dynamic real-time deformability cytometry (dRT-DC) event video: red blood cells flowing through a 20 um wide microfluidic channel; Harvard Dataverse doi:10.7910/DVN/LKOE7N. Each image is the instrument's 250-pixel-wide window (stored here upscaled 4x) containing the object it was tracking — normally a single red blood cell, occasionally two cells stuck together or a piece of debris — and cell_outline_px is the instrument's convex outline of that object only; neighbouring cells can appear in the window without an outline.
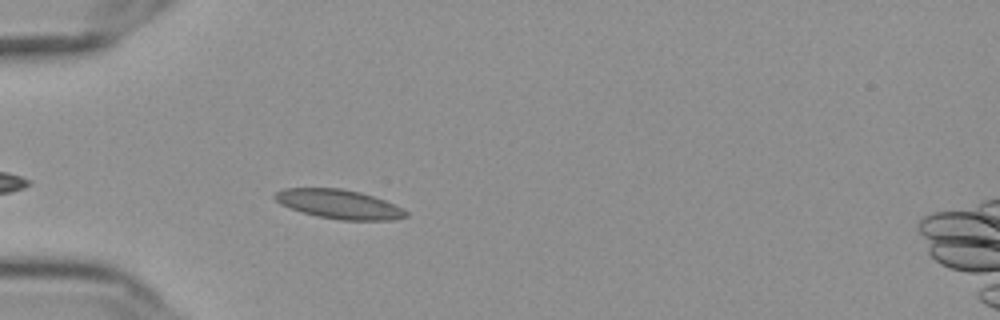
{"species": "Egyptian fruit bat (a non-hibernating species)", "species_latin": "Rousettus aegyptiacus", "temperature_condition": "cold", "stored_images_in_passage": 43, "camera_frame_rate_fps": 3000, "um_per_image_px": 0.085, "frame": {"image": 1, "passage_image": 6, "time_ms": 1.667, "image_size_px": [1000, 320], "cell_outline_px": [[408, 216], [392, 220], [340, 220], [316, 216], [300, 212], [280, 204], [272, 196], [276, 192], [284, 188], [340, 188], [360, 192], [384, 200], [408, 212]], "centroid_in_image_um": [28.77, 17.36], "position_along_channel_um": 56.2, "area_um2": 22.2}}
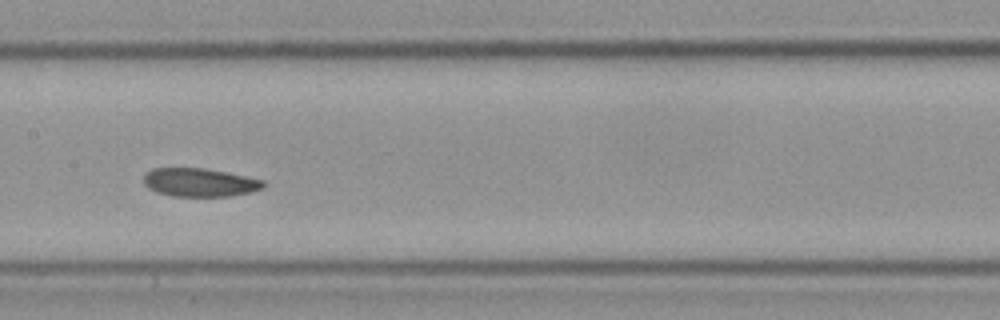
{"frame": {"image": 2, "passage_image": 18, "time_ms": 5.667, "image_size_px": [1000, 320], "cell_outline_px": [[268, 184], [264, 188], [248, 192], [228, 196], [172, 196], [156, 192], [148, 188], [144, 184], [144, 172], [152, 168], [204, 168], [264, 180]], "centroid_in_image_um": [16.94, 15.5], "position_along_channel_um": 190.5, "area_um2": 19.83}}
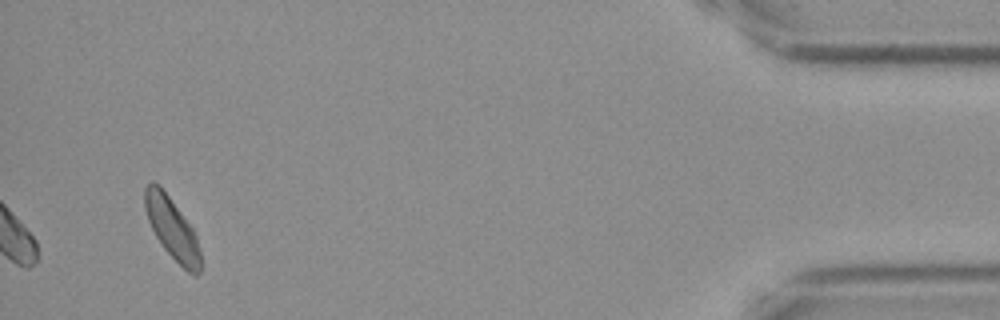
{"frame": {"image": 3, "passage_image": 43, "time_ms": 14.0, "image_size_px": [1000, 320], "cell_outline_px": [[200, 272], [196, 276], [188, 272], [164, 248], [156, 236], [148, 220], [144, 208], [144, 188], [152, 180], [168, 196], [192, 228], [196, 236], [200, 252]], "centroid_in_image_um": [14.61, 19.43], "position_along_channel_um": 420.6, "area_um2": 19.31}}